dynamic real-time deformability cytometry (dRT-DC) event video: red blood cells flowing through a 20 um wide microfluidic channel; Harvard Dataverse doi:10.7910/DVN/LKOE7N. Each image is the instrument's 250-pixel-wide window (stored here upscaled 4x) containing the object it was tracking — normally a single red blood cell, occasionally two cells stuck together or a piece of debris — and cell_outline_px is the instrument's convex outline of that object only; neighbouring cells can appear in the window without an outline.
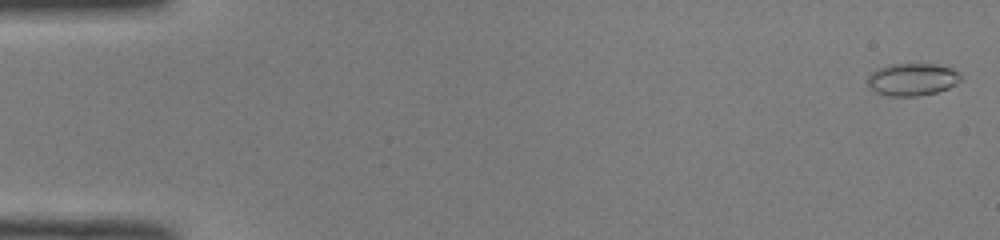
{"species": "common noctule bat (a hibernating species)", "species_latin": "Nyctalus noctula", "temperature_condition": "room temperature", "stored_images_in_passage": 51, "camera_frame_rate_fps": 3000, "um_per_image_px": 0.085, "animal": {"sex": "male", "body_mass_g": 19.0, "forearm_length_mm": 50.8}, "frame": {"image": 1, "passage_image": 2, "time_ms": 0.333, "image_size_px": [1000, 240], "cell_outline_px": [[960, 80], [956, 84], [948, 88], [936, 92], [916, 96], [892, 96], [876, 92], [868, 84], [868, 76], [876, 68], [888, 64], [936, 64], [952, 68], [960, 76]], "centroid_in_image_um": [77.53, 6.74], "position_along_channel_um": 7.5, "area_um2": 17.46}}
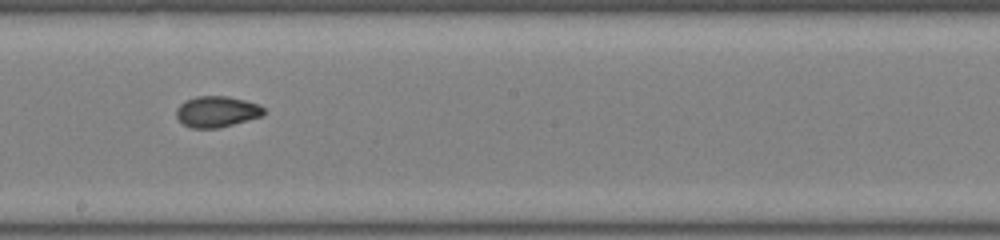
{"frame": {"image": 2, "passage_image": 30, "time_ms": 9.667, "image_size_px": [1000, 240], "cell_outline_px": [[264, 116], [216, 128], [192, 128], [184, 124], [176, 116], [176, 108], [184, 100], [196, 96], [228, 96], [260, 104], [264, 108]], "centroid_in_image_um": [18.43, 9.47], "position_along_channel_um": 229.8, "area_um2": 15.84}}
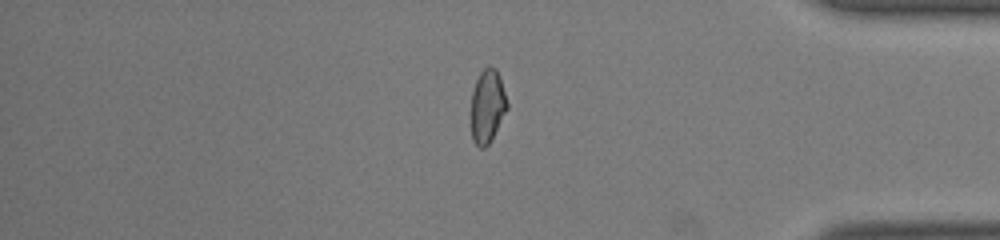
{"frame": {"image": 3, "passage_image": 44, "time_ms": 14.333, "image_size_px": [1000, 240], "cell_outline_px": [[508, 108], [488, 144], [484, 148], [480, 148], [472, 140], [472, 92], [476, 80], [480, 72], [484, 68], [496, 68], [500, 76], [508, 104]], "centroid_in_image_um": [41.43, 9.01], "position_along_channel_um": 393.8, "area_um2": 15.14}}